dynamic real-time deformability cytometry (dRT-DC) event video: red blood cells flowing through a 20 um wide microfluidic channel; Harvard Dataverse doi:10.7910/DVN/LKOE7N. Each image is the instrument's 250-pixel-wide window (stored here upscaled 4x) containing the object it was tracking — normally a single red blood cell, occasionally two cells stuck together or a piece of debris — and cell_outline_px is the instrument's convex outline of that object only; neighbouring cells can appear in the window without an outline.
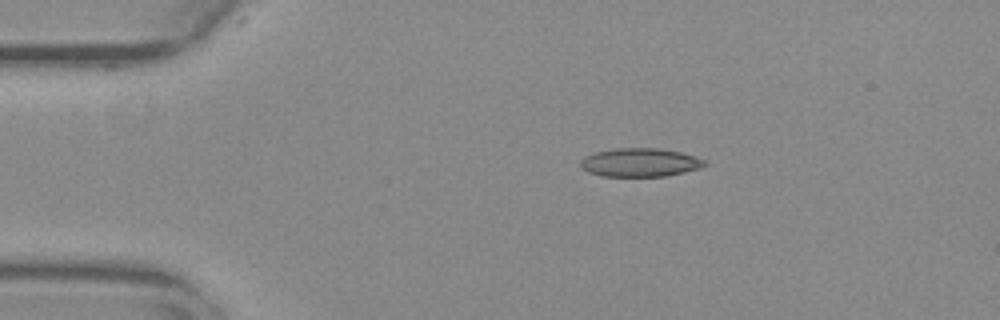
{"species": "common noctule bat (a hibernating species)", "species_latin": "Nyctalus noctula", "temperature_condition": "warm", "stored_images_in_passage": 45, "camera_frame_rate_fps": 3000, "um_per_image_px": 0.085, "animal": {"sex": "female", "body_mass_g": 29.2, "forearm_length_mm": 56.3}, "frame": {"image": 1, "passage_image": 1, "time_ms": 0.0, "image_size_px": [1000, 320], "cell_outline_px": [[708, 164], [700, 168], [684, 172], [664, 176], [600, 176], [588, 172], [580, 168], [580, 160], [584, 156], [596, 152], [616, 148], [656, 148], [680, 152], [696, 156], [708, 160]], "centroid_in_image_um": [54.41, 13.81], "position_along_channel_um": 30.6, "area_um2": 20.81}}
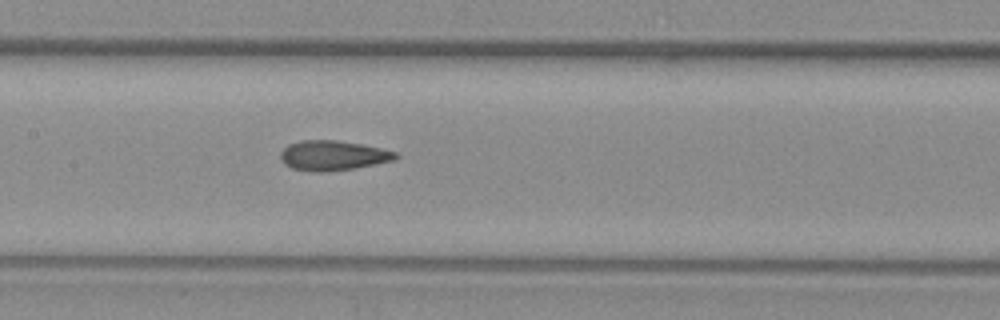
{"frame": {"image": 2, "passage_image": 17, "time_ms": 5.333, "image_size_px": [1000, 320], "cell_outline_px": [[400, 156], [396, 160], [356, 168], [328, 172], [312, 172], [292, 168], [284, 164], [280, 160], [280, 152], [288, 144], [300, 140], [336, 140], [360, 144], [380, 148], [396, 152]], "centroid_in_image_um": [28.29, 13.23], "position_along_channel_um": 179.1, "area_um2": 20.29}}
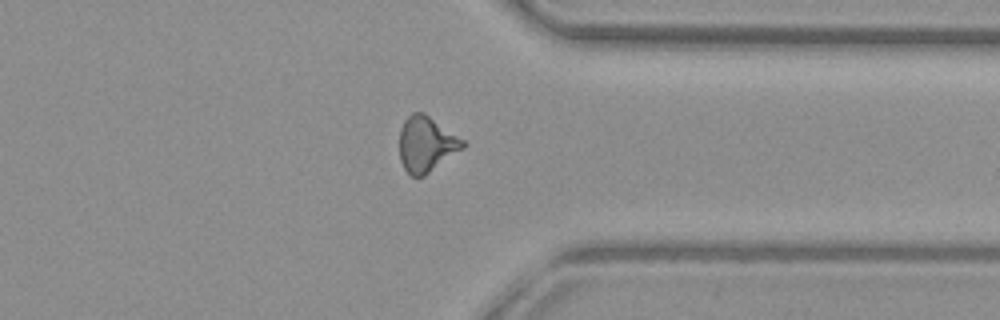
{"frame": {"image": 3, "passage_image": 33, "time_ms": 10.667, "image_size_px": [1000, 320], "cell_outline_px": [[468, 144], [464, 148], [424, 176], [412, 176], [404, 168], [400, 160], [400, 128], [404, 120], [412, 112], [424, 112], [464, 140]], "centroid_in_image_um": [36.24, 12.24], "position_along_channel_um": 375.2, "area_um2": 20.46}, "authors_computed_cell_mechanics": {"area_um2": 19.941, "velocity_mm_per_s": 3.7679, "shape_relaxation_time_tau1_ms": null, "shape_relaxation_time_tau2_ms": 1.9395, "deformation_change_tau1": null, "deformation_change_tau2": 0.0994}}